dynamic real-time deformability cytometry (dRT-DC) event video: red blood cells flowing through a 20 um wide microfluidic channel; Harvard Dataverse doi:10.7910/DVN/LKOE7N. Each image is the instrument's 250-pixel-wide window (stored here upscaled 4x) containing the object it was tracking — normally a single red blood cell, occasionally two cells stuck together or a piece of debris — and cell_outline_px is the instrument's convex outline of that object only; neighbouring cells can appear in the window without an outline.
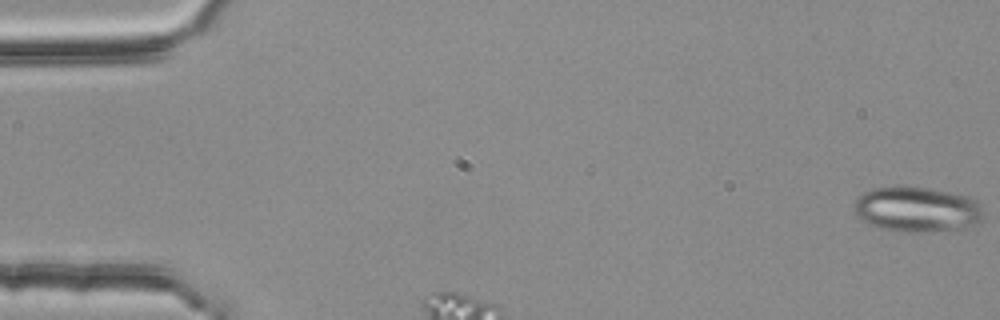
{"species": "common noctule bat (a hibernating species)", "species_latin": "Nyctalus noctula", "temperature_condition": "room temperature", "stored_images_in_passage": 6, "camera_frame_rate_fps": 3000, "um_per_image_px": 0.085, "animal": {"sex": "female", "body_mass_g": 25.1}, "frame": {"image": 1, "passage_image": 1, "time_ms": 0.0, "image_size_px": [1000, 320], "cell_outline_px": [[984, 216], [976, 224], [964, 228], [928, 232], [900, 232], [880, 228], [856, 216], [852, 208], [856, 200], [864, 192], [872, 188], [924, 188], [948, 192], [968, 196], [976, 200], [980, 204], [984, 212]], "centroid_in_image_um": [77.97, 17.83], "position_along_channel_um": 7.0, "area_um2": 33.81}}
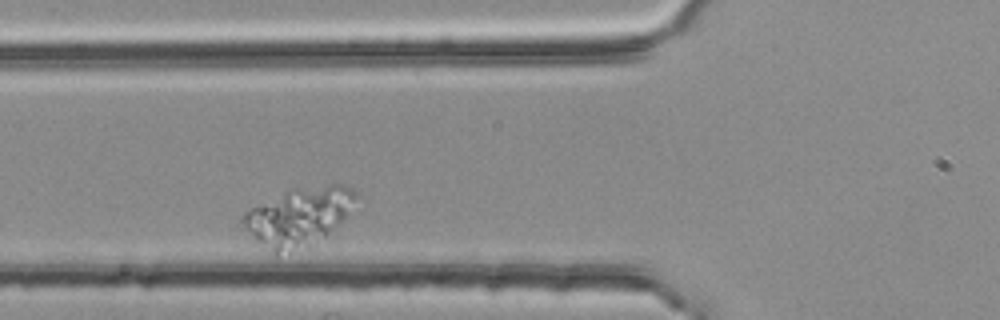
{"frame": {"image": 2, "passage_image": 3, "time_ms": 0.667, "image_size_px": [1000, 320], "cell_outline_px": [[364, 196], [316, 248], [276, 256], [256, 240], [244, 228], [240, 220], [240, 216], [244, 212], [292, 188], [328, 184], [340, 184], [352, 188]], "centroid_in_image_um": [25.47, 18.46], "position_along_channel_um": 100.3, "area_um2": 39.77}}
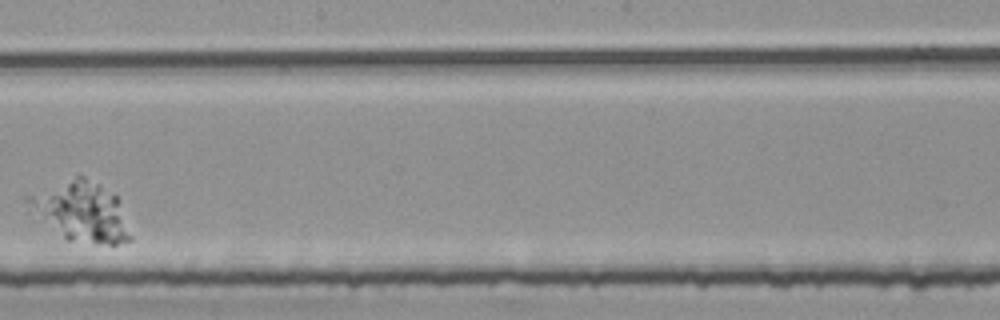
{"frame": {"image": 3, "passage_image": 6, "time_ms": 1.667, "image_size_px": [1000, 320], "cell_outline_px": [[132, 240], [116, 244], [96, 244], [68, 240], [32, 220], [28, 212], [24, 200], [24, 196], [76, 172], [100, 184], [116, 196], [132, 236]], "centroid_in_image_um": [6.74, 17.95], "position_along_channel_um": 241.5, "area_um2": 37.28}}